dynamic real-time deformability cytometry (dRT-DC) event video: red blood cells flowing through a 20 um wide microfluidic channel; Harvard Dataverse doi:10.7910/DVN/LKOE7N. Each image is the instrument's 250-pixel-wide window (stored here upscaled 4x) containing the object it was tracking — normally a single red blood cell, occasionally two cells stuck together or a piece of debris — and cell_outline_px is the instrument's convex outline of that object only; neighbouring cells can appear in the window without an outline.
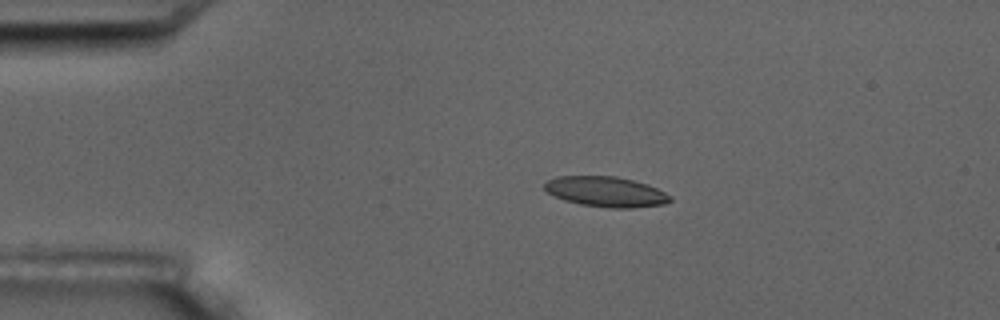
{"species": "common noctule bat (a hibernating species)", "species_latin": "Nyctalus noctula", "temperature_condition": "room temperature", "stored_images_in_passage": 16, "camera_frame_rate_fps": 3000, "um_per_image_px": 0.085, "animal": {"sex": "male", "body_mass_g": 17.5, "forearm_length_mm": 52.3}, "frame": {"image": 1, "passage_image": 3, "time_ms": 2.333, "image_size_px": [1000, 320], "cell_outline_px": [[672, 200], [664, 204], [632, 208], [612, 208], [580, 204], [564, 200], [548, 192], [544, 188], [544, 184], [548, 180], [556, 176], [616, 176], [648, 184], [672, 196]], "centroid_in_image_um": [51.52, 16.29], "position_along_channel_um": 33.5, "area_um2": 22.08}}
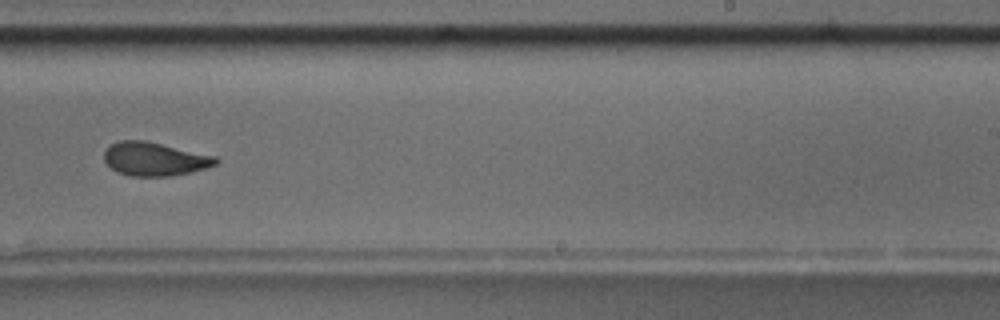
{"frame": {"image": 2, "passage_image": 10, "time_ms": 10.333, "image_size_px": [1000, 320], "cell_outline_px": [[220, 160], [216, 164], [192, 172], [168, 176], [132, 176], [116, 172], [104, 160], [104, 152], [112, 144], [120, 140], [144, 140], [216, 156]], "centroid_in_image_um": [13.15, 13.52], "position_along_channel_um": 275.9, "area_um2": 21.68}, "authors_computed_cell_mechanics": {"area_um2": 22.1085, "velocity_mm_per_s": 3.5857, "shape_relaxation_time_tau1_ms": 5.5, "shape_relaxation_time_tau2_ms": 2.4282, "deformation_change_tau1": 0.1701, "deformation_change_tau2": 0.0601}}